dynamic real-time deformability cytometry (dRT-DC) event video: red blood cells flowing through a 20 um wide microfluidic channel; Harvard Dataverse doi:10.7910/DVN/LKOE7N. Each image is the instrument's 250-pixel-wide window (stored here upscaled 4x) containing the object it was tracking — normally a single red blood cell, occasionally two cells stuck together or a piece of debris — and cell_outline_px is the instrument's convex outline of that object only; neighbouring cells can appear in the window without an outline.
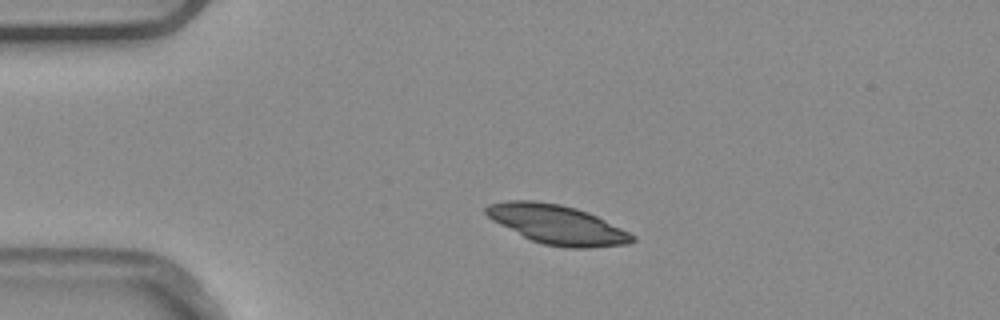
{"species": "common noctule bat (a hibernating species)", "species_latin": "Nyctalus noctula", "temperature_condition": "warm", "stored_images_in_passage": 2, "camera_frame_rate_fps": 3000, "um_per_image_px": 0.085, "animal": {"sex": "male", "body_mass_g": 20.4}, "frame": {"image": 1, "passage_image": 2, "time_ms": 0.333, "image_size_px": [1000, 320], "cell_outline_px": [[636, 240], [628, 244], [592, 248], [564, 248], [544, 244], [532, 240], [492, 220], [484, 212], [484, 208], [488, 204], [508, 200], [532, 200], [560, 204], [576, 208], [588, 212], [636, 236]], "centroid_in_image_um": [47.36, 19.08], "position_along_channel_um": 37.6, "area_um2": 33.23}}